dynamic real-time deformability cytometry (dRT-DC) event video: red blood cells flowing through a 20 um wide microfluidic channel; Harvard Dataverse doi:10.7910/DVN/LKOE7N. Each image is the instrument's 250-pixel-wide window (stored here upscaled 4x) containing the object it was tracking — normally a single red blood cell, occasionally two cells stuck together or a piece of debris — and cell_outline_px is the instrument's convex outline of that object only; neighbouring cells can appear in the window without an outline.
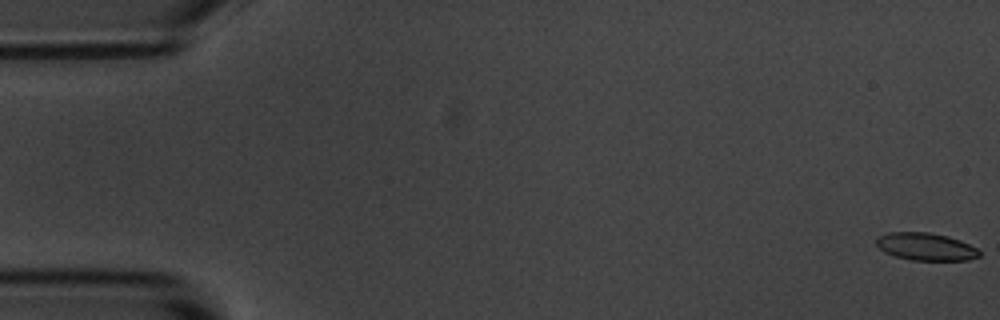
{"species": "common noctule bat (a hibernating species)", "species_latin": "Nyctalus noctula", "temperature_condition": "room temperature", "stored_images_in_passage": 11, "camera_frame_rate_fps": 3000, "um_per_image_px": 0.085, "animal": {"sex": "male", "body_mass_g": 20.1, "forearm_length_mm": 53.5}, "frame": {"image": 1, "passage_image": 1, "time_ms": 0.0, "image_size_px": [1000, 320], "cell_outline_px": [[980, 256], [968, 260], [912, 260], [896, 256], [884, 252], [876, 244], [876, 236], [888, 232], [928, 232], [948, 236], [960, 240], [976, 248], [980, 252]], "centroid_in_image_um": [78.67, 20.95], "position_along_channel_um": 6.3, "area_um2": 16.53}}
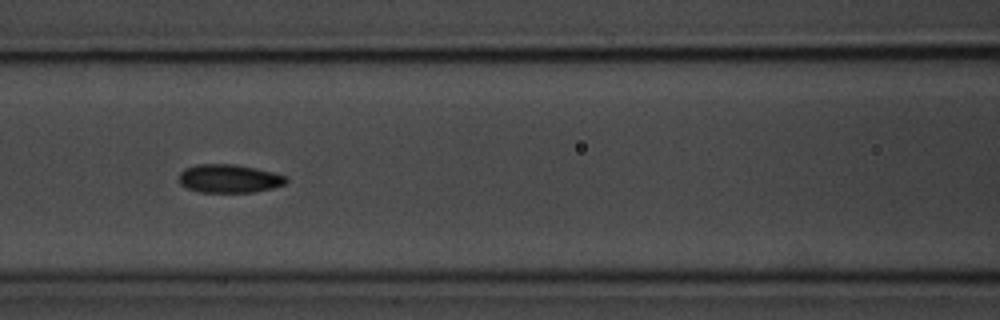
{"frame": {"image": 2, "passage_image": 7, "time_ms": 7.667, "image_size_px": [1000, 320], "cell_outline_px": [[288, 180], [284, 184], [272, 188], [252, 192], [200, 192], [188, 188], [180, 184], [180, 172], [184, 168], [196, 164], [236, 164], [256, 168], [288, 176]], "centroid_in_image_um": [19.48, 15.17], "position_along_channel_um": 147.1, "area_um2": 17.74}}
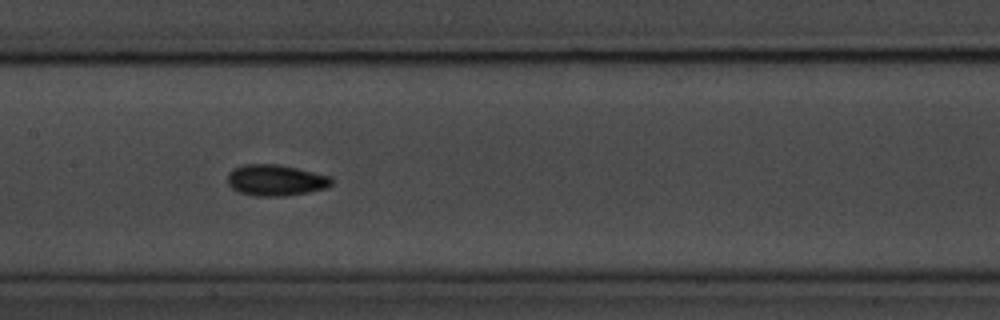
{"frame": {"image": 3, "passage_image": 8, "time_ms": 8.667, "image_size_px": [1000, 320], "cell_outline_px": [[332, 184], [328, 188], [308, 192], [284, 196], [252, 196], [236, 192], [228, 184], [228, 172], [232, 168], [244, 164], [280, 164], [332, 176]], "centroid_in_image_um": [23.42, 15.32], "position_along_channel_um": 184.0, "area_um2": 19.25}}